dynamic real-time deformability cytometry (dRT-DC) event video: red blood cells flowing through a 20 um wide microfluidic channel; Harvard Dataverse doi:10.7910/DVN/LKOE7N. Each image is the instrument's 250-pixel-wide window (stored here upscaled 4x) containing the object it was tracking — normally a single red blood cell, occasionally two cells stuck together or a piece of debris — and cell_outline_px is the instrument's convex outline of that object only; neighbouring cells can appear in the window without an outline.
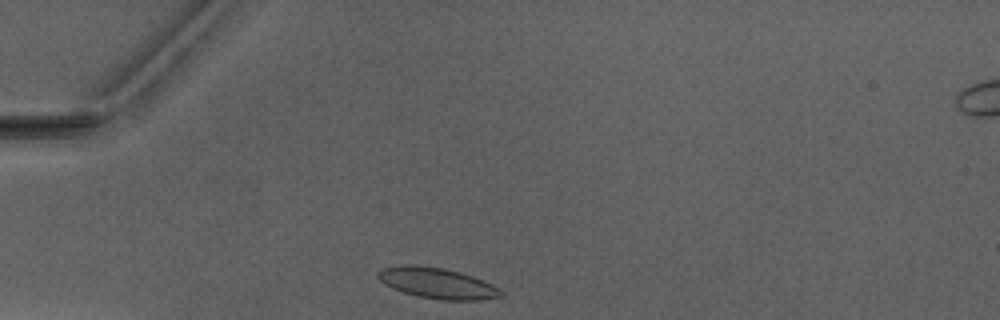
{"species": "Egyptian fruit bat (a non-hibernating species)", "species_latin": "Rousettus aegyptiacus", "temperature_condition": "warm", "stored_images_in_passage": 2, "camera_frame_rate_fps": 3000, "um_per_image_px": 0.085, "animal": {"sex": "male"}, "frame": {"image": 1, "passage_image": 1, "time_ms": 0.0, "image_size_px": [1000, 320], "cell_outline_px": [[504, 296], [480, 300], [440, 300], [420, 296], [404, 292], [392, 288], [384, 284], [376, 276], [376, 272], [384, 268], [408, 264], [412, 264], [444, 268], [460, 272], [472, 276], [492, 284], [500, 288], [504, 292]], "centroid_in_image_um": [37.19, 24.07], "position_along_channel_um": 47.8, "area_um2": 22.08}}